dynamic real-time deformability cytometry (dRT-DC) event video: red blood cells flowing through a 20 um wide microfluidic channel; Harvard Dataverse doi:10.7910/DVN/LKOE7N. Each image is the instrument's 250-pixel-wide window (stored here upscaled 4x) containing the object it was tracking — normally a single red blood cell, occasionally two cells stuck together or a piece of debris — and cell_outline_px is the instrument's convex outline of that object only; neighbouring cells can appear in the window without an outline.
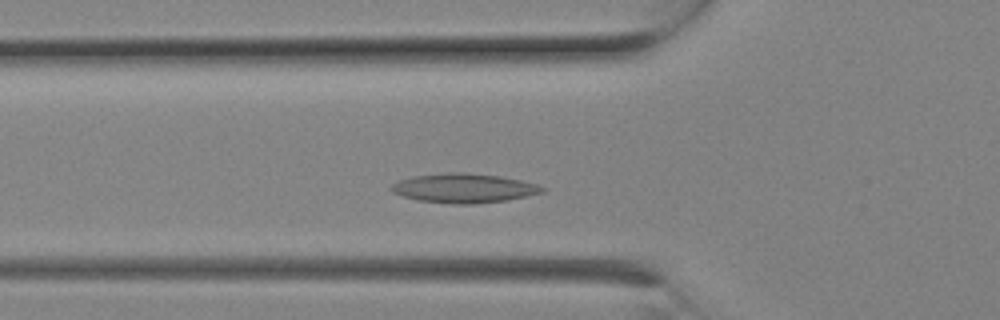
{"species": "Egyptian fruit bat (a non-hibernating species)", "species_latin": "Rousettus aegyptiacus", "temperature_condition": "room temperature", "stored_images_in_passage": 5, "camera_frame_rate_fps": 3000, "um_per_image_px": 0.085, "animal": {"sex": "female"}, "frame": {"image": 1, "passage_image": 2, "time_ms": 0.333, "image_size_px": [1000, 320], "cell_outline_px": [[548, 188], [544, 192], [508, 200], [472, 204], [452, 204], [420, 200], [404, 196], [392, 192], [388, 188], [392, 184], [400, 180], [412, 176], [448, 172], [464, 172], [500, 176], [520, 180], [536, 184]], "centroid_in_image_um": [39.44, 15.99], "position_along_channel_um": 86.4, "area_um2": 25.78}}
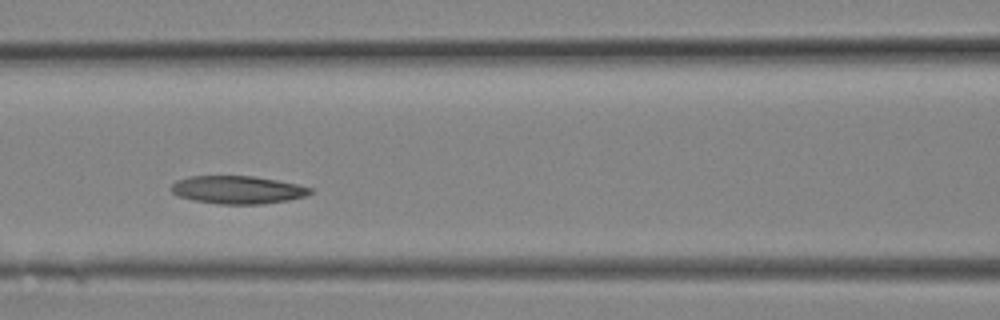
{"frame": {"image": 2, "passage_image": 4, "time_ms": 1.0, "image_size_px": [1000, 320], "cell_outline_px": [[312, 192], [304, 196], [288, 200], [264, 204], [220, 204], [196, 200], [180, 196], [172, 192], [172, 184], [176, 180], [188, 176], [252, 176], [276, 180], [296, 184], [312, 188]], "centroid_in_image_um": [20.2, 16.13], "position_along_channel_um": 146.4, "area_um2": 22.37}}
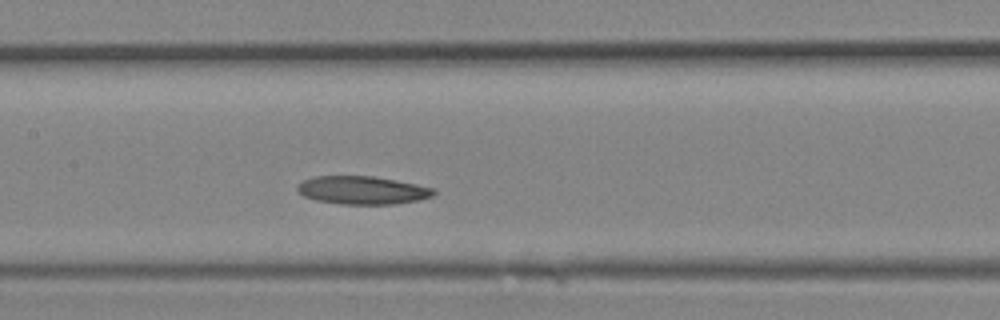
{"frame": {"image": 3, "passage_image": 5, "time_ms": 1.333, "image_size_px": [1000, 320], "cell_outline_px": [[436, 192], [432, 196], [420, 200], [392, 204], [340, 204], [316, 200], [304, 196], [296, 188], [296, 184], [312, 176], [372, 176], [396, 180], [436, 188]], "centroid_in_image_um": [30.81, 16.16], "position_along_channel_um": 176.6, "area_um2": 22.43}}